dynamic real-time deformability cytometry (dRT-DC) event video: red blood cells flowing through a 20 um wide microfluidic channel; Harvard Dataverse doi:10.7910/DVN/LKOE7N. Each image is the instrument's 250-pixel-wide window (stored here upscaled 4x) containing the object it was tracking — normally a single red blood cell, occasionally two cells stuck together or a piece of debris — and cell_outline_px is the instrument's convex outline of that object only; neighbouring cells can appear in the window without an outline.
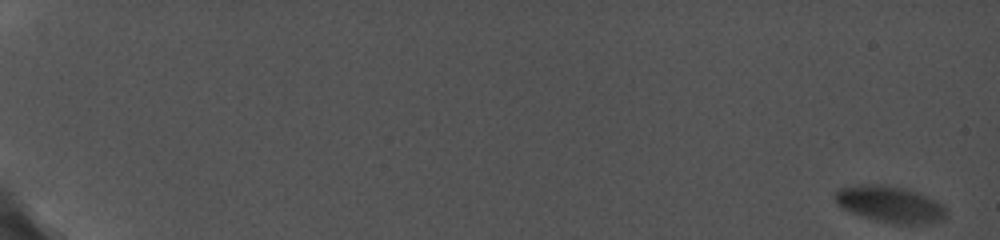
{"species": "common noctule bat (a hibernating species)", "species_latin": "Nyctalus noctula", "temperature_condition": "cold", "stored_images_in_passage": 23, "camera_frame_rate_fps": 5000, "um_per_image_px": 0.085, "animal": {"sex": "female", "body_mass_g": 19.0, "forearm_length_mm": 56.7}, "frame": {"image": 1, "passage_image": 1, "time_ms": 0.0, "image_size_px": [1000, 240], "cell_outline_px": [[948, 208], [944, 216], [936, 220], [920, 224], [912, 224], [880, 220], [852, 212], [844, 208], [836, 200], [836, 188], [860, 184], [884, 184], [904, 188], [916, 192], [936, 200], [944, 204]], "centroid_in_image_um": [75.66, 17.31], "position_along_channel_um": 9.3, "area_um2": 22.83}}
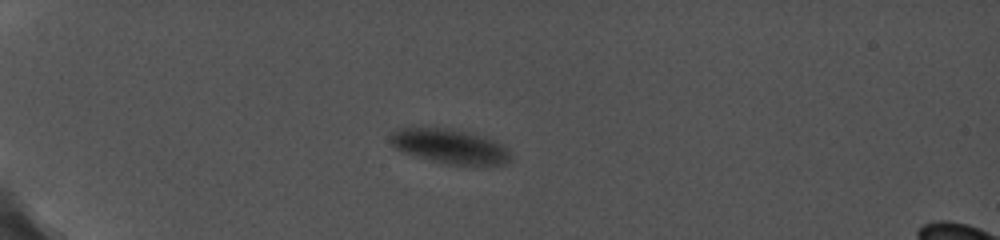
{"frame": {"image": 2, "passage_image": 12, "time_ms": 6.2, "image_size_px": [1000, 240], "cell_outline_px": [[512, 156], [504, 164], [448, 164], [404, 152], [396, 148], [392, 144], [392, 132], [400, 128], [448, 128], [468, 132], [484, 136], [496, 140], [504, 144], [508, 148]], "centroid_in_image_um": [38.31, 12.42], "position_along_channel_um": 46.7, "area_um2": 23.76}}
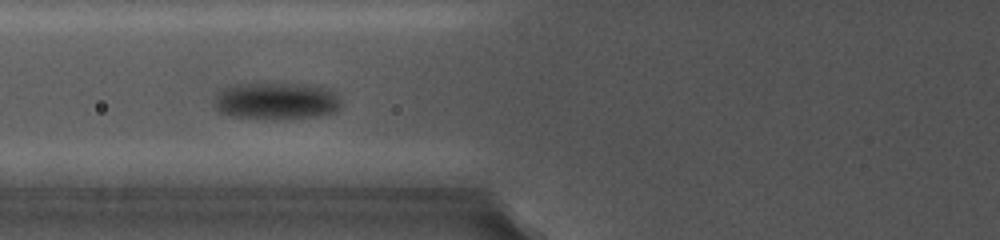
{"frame": {"image": 3, "passage_image": 20, "time_ms": 9.2, "image_size_px": [1000, 240], "cell_outline_px": [[340, 108], [336, 112], [320, 116], [288, 120], [264, 120], [232, 116], [220, 112], [216, 108], [216, 88], [228, 84], [256, 80], [260, 80], [316, 84], [332, 88], [340, 96]], "centroid_in_image_um": [23.49, 8.52], "position_along_channel_um": 102.3, "area_um2": 30.0}}